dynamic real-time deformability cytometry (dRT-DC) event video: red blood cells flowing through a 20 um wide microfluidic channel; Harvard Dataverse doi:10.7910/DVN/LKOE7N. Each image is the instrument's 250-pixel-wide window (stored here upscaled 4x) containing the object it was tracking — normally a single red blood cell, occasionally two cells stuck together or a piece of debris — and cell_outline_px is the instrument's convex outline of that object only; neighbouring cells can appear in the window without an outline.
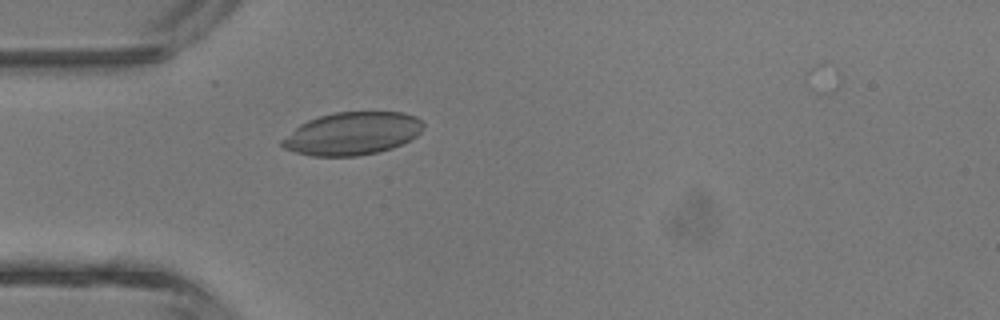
{"species": "common noctule bat (a hibernating species)", "species_latin": "Nyctalus noctula", "temperature_condition": "room temperature", "stored_images_in_passage": 5, "camera_frame_rate_fps": 3000, "um_per_image_px": 0.085, "animal": {"sex": "male", "body_mass_g": 13.3}, "frame": {"image": 1, "passage_image": 5, "time_ms": 4.667, "image_size_px": [1000, 320], "cell_outline_px": [[424, 128], [416, 136], [392, 148], [376, 152], [356, 156], [312, 156], [296, 152], [284, 148], [280, 144], [280, 140], [300, 124], [308, 120], [320, 116], [336, 112], [404, 112], [416, 116], [424, 124]], "centroid_in_image_um": [29.94, 11.35], "position_along_channel_um": 55.1, "area_um2": 35.08}}